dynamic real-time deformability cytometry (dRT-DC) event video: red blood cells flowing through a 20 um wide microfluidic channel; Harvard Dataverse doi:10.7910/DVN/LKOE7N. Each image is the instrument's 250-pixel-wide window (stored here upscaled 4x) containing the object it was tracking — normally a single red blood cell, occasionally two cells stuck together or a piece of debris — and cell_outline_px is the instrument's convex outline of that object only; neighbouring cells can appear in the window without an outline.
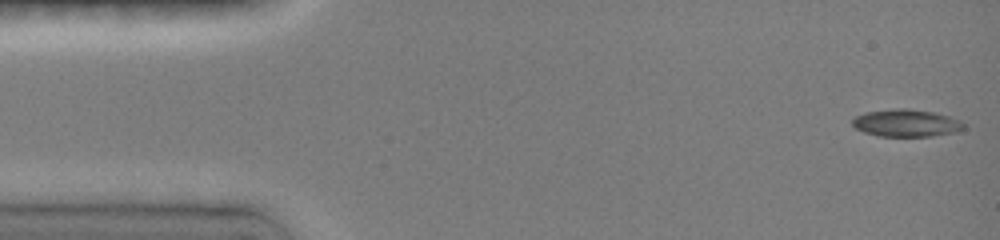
{"species": "common noctule bat (a hibernating species)", "species_latin": "Nyctalus noctula", "temperature_condition": "room temperature", "stored_images_in_passage": 27, "camera_frame_rate_fps": 3000, "um_per_image_px": 0.085, "animal": {"sex": "female", "body_mass_g": 19.0, "forearm_length_mm": 51.5}, "frame": {"image": 1, "passage_image": 1, "time_ms": 0.0, "image_size_px": [1000, 240], "cell_outline_px": [[964, 128], [956, 132], [932, 136], [876, 136], [864, 132], [856, 128], [852, 124], [852, 120], [856, 116], [864, 112], [892, 108], [908, 108], [932, 112], [948, 116], [960, 120], [964, 124]], "centroid_in_image_um": [77.0, 10.45], "position_along_channel_um": 8.0, "area_um2": 17.8}}
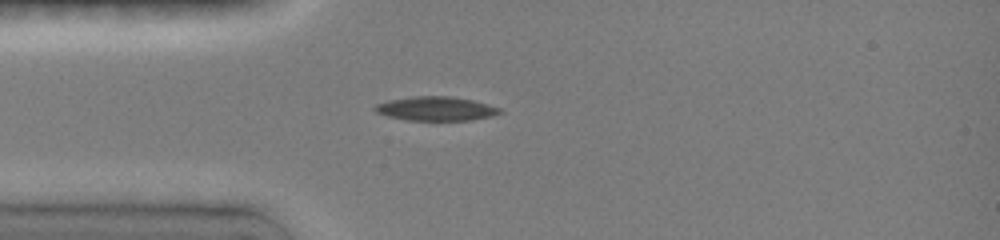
{"frame": {"image": 2, "passage_image": 19, "time_ms": 3.667, "image_size_px": [1000, 240], "cell_outline_px": [[504, 112], [492, 116], [472, 120], [404, 120], [388, 116], [376, 112], [372, 108], [376, 104], [388, 100], [412, 96], [448, 96], [472, 100], [488, 104], [500, 108]], "centroid_in_image_um": [37.05, 9.24], "position_along_channel_um": 48.0, "area_um2": 17.57}}